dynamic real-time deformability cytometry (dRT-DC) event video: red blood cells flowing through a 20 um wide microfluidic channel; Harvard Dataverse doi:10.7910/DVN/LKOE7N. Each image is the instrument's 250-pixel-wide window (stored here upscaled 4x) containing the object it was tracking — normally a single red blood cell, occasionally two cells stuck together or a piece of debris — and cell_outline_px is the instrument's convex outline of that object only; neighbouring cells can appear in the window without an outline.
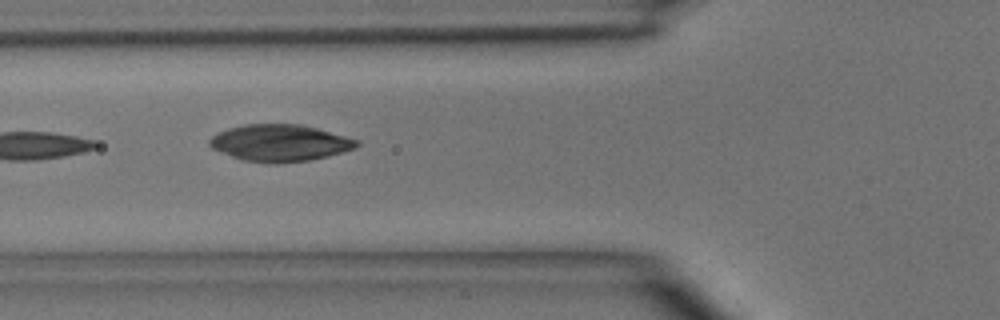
{"species": "common noctule bat (a hibernating species)", "species_latin": "Nyctalus noctula", "temperature_condition": "room temperature", "stored_images_in_passage": 4, "camera_frame_rate_fps": 3000, "um_per_image_px": 0.085, "animal": {"sex": "male", "body_mass_g": 15.6}, "frame": {"image": 1, "passage_image": 4, "time_ms": 3.667, "image_size_px": [1000, 320], "cell_outline_px": [[360, 144], [356, 148], [328, 156], [308, 160], [276, 164], [244, 160], [232, 156], [212, 148], [208, 144], [208, 140], [212, 136], [228, 128], [244, 124], [300, 124], [316, 128], [360, 140]], "centroid_in_image_um": [23.81, 12.14], "position_along_channel_um": 102.0, "area_um2": 31.44}}